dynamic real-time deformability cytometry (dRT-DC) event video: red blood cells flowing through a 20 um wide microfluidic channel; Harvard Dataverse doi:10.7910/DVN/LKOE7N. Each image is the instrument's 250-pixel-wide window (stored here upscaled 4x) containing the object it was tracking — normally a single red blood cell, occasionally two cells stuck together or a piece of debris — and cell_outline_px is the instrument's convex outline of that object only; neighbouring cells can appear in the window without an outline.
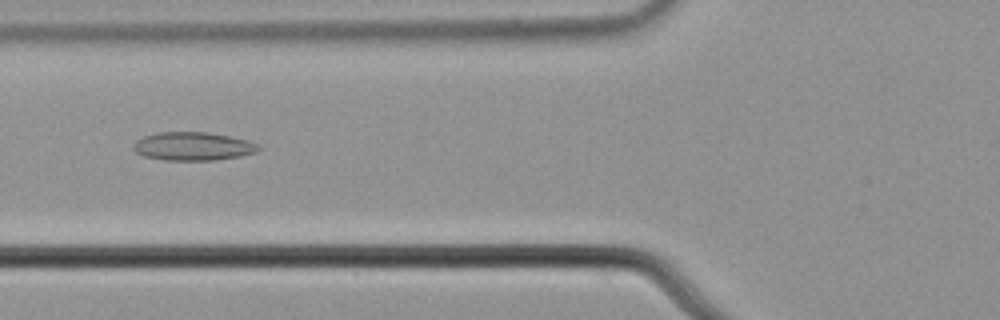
{"species": "common noctule bat (a hibernating species)", "species_latin": "Nyctalus noctula", "temperature_condition": "cold", "stored_images_in_passage": 8, "camera_frame_rate_fps": 3000, "um_per_image_px": 0.085, "animal": {"sex": "male", "body_mass_g": 21.5, "forearm_length_mm": 52.0}, "frame": {"image": 1, "passage_image": 6, "time_ms": 1.667, "image_size_px": [1000, 320], "cell_outline_px": [[260, 148], [256, 152], [240, 156], [216, 160], [164, 160], [144, 156], [136, 152], [132, 148], [132, 144], [136, 140], [144, 136], [160, 132], [204, 132], [228, 136], [248, 140], [256, 144]], "centroid_in_image_um": [16.36, 12.44], "position_along_channel_um": 109.4, "area_um2": 20.58}}
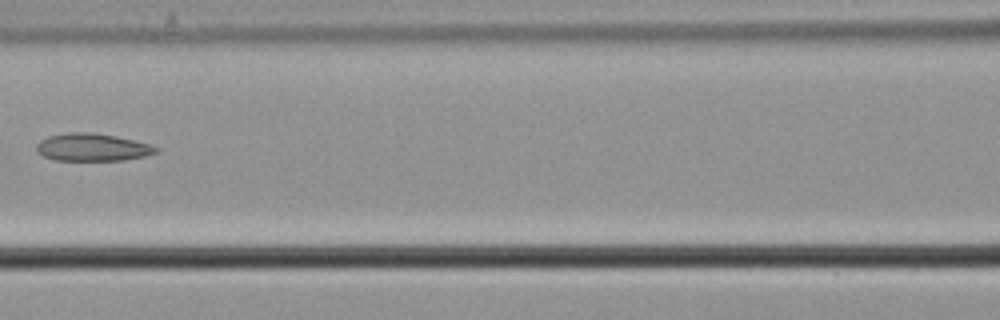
{"frame": {"image": 2, "passage_image": 7, "time_ms": 2.0, "image_size_px": [1000, 320], "cell_outline_px": [[160, 148], [156, 152], [144, 156], [124, 160], [56, 160], [44, 156], [36, 152], [36, 144], [40, 140], [48, 136], [68, 132], [92, 132], [116, 136], [152, 144]], "centroid_in_image_um": [7.85, 12.51], "position_along_channel_um": 158.8, "area_um2": 19.31}}
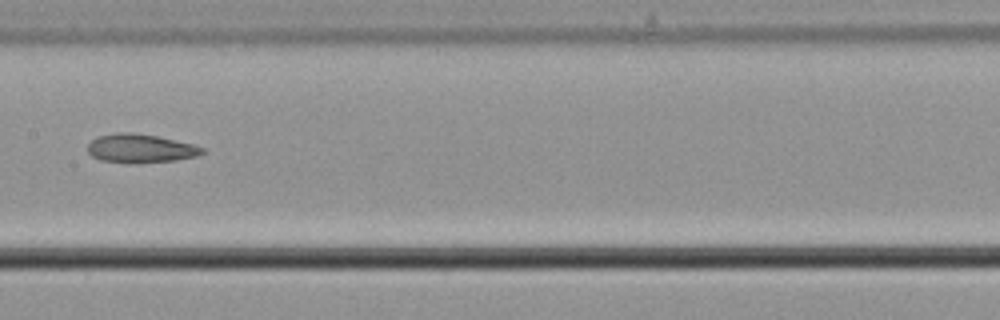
{"frame": {"image": 3, "passage_image": 8, "time_ms": 2.333, "image_size_px": [1000, 320], "cell_outline_px": [[204, 152], [196, 156], [176, 160], [136, 164], [132, 164], [100, 160], [92, 156], [88, 152], [88, 144], [96, 136], [116, 132], [132, 132], [156, 136], [192, 144], [204, 148]], "centroid_in_image_um": [11.89, 12.62], "position_along_channel_um": 195.5, "area_um2": 19.31}}